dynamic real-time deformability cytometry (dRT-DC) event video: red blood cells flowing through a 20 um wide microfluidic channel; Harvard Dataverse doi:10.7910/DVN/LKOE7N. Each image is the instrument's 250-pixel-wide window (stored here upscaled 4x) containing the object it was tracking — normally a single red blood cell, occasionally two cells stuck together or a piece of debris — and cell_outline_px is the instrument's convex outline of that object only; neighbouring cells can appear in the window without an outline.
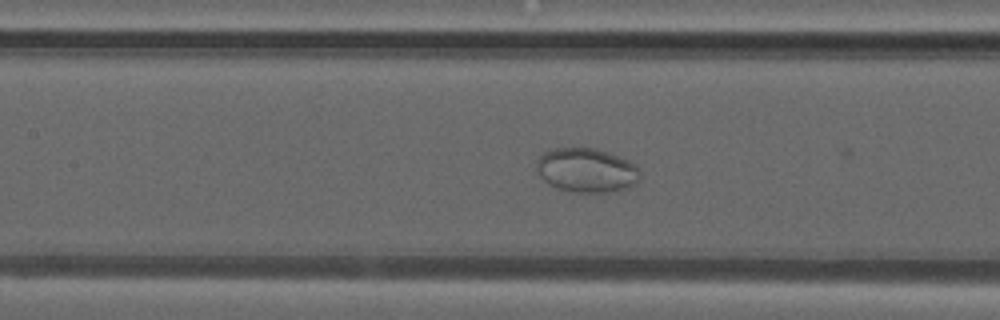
{"species": "common noctule bat (a hibernating species)", "species_latin": "Nyctalus noctula", "temperature_condition": "warm", "stored_images_in_passage": 23, "camera_frame_rate_fps": 3000, "um_per_image_px": 0.085, "animal": {"sex": "male", "forearm_length_mm": 52.5}, "frame": {"image": 1, "passage_image": 22, "time_ms": 7.0, "image_size_px": [1000, 320], "cell_outline_px": [[640, 176], [636, 184], [620, 192], [576, 192], [560, 188], [548, 184], [536, 172], [536, 160], [544, 152], [556, 148], [596, 148], [628, 160], [636, 164], [640, 168]], "centroid_in_image_um": [49.89, 14.48], "position_along_channel_um": 157.5, "area_um2": 26.93}}